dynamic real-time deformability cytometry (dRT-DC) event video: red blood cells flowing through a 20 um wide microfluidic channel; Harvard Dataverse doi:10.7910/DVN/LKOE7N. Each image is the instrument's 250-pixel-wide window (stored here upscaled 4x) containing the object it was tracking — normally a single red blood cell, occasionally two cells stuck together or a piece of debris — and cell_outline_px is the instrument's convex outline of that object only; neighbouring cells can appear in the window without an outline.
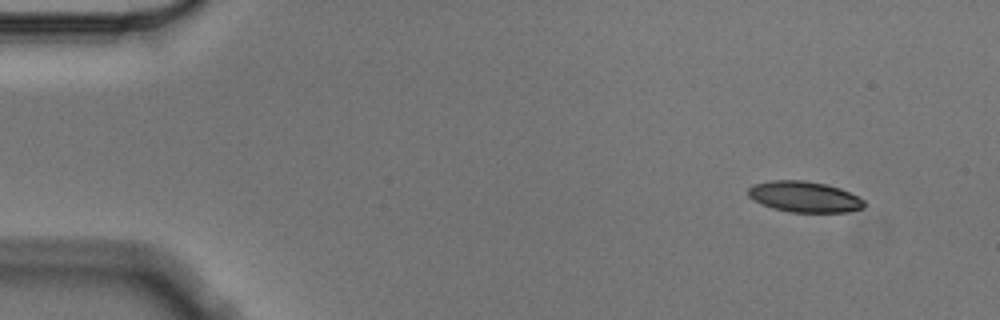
{"species": "Egyptian fruit bat (a non-hibernating species)", "species_latin": "Rousettus aegyptiacus", "temperature_condition": "cold", "stored_images_in_passage": 6, "camera_frame_rate_fps": 3000, "um_per_image_px": 0.085, "animal": {"sex": "male"}, "frame": {"image": 1, "passage_image": 1, "time_ms": 0.0, "image_size_px": [1000, 320], "cell_outline_px": [[864, 208], [848, 212], [792, 212], [772, 208], [760, 204], [752, 200], [748, 196], [748, 188], [752, 184], [772, 180], [804, 180], [824, 184], [840, 188], [864, 200]], "centroid_in_image_um": [68.32, 16.73], "position_along_channel_um": 16.7, "area_um2": 20.92}}
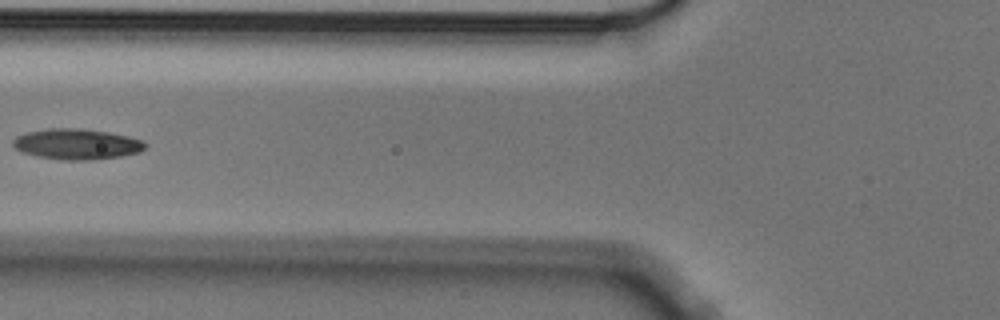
{"frame": {"image": 2, "passage_image": 5, "time_ms": 1.333, "image_size_px": [1000, 320], "cell_outline_px": [[148, 144], [140, 152], [120, 156], [92, 160], [60, 160], [36, 156], [20, 152], [12, 144], [12, 140], [16, 136], [24, 132], [48, 128], [80, 128], [108, 132], [128, 136], [144, 140]], "centroid_in_image_um": [6.5, 12.24], "position_along_channel_um": 119.3, "area_um2": 23.93}}
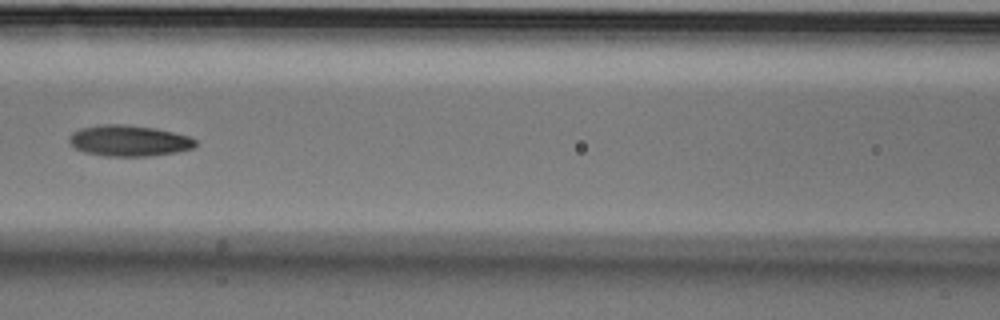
{"frame": {"image": 3, "passage_image": 6, "time_ms": 1.667, "image_size_px": [1000, 320], "cell_outline_px": [[196, 144], [192, 148], [176, 152], [148, 156], [104, 156], [84, 152], [76, 148], [68, 140], [68, 136], [72, 132], [80, 128], [104, 124], [124, 124], [156, 128], [188, 136], [196, 140]], "centroid_in_image_um": [10.93, 11.96], "position_along_channel_um": 155.7, "area_um2": 22.77}}